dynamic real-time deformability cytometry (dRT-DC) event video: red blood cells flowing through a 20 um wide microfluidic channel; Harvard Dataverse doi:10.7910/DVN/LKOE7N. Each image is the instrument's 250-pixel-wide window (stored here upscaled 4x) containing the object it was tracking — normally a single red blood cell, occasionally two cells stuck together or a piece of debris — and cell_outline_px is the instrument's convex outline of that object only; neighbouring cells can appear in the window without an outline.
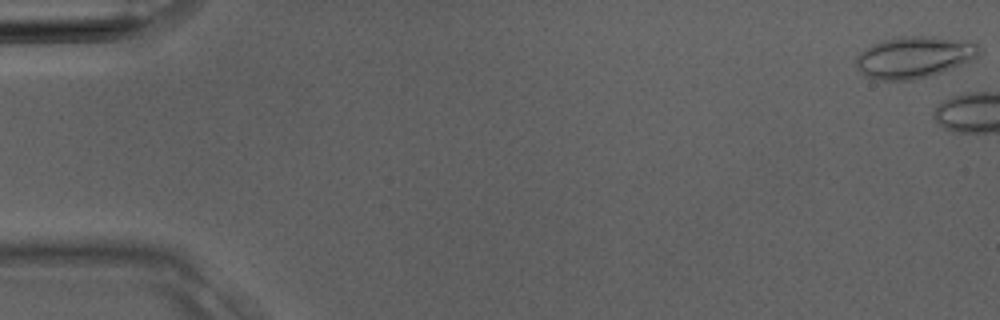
{"species": "Egyptian fruit bat (a non-hibernating species)", "species_latin": "Rousettus aegyptiacus", "temperature_condition": "room temperature", "stored_images_in_passage": 5, "camera_frame_rate_fps": 3000, "um_per_image_px": 0.085, "animal": {"sex": "male"}, "frame": {"image": 1, "passage_image": 1, "time_ms": 0.0, "image_size_px": [1000, 320], "cell_outline_px": [[980, 52], [976, 56], [960, 64], [940, 72], [928, 76], [912, 80], [876, 80], [864, 76], [856, 68], [856, 56], [864, 48], [872, 44], [884, 40], [900, 36], [932, 36], [968, 40], [976, 44], [980, 48]], "centroid_in_image_um": [77.64, 4.85], "position_along_channel_um": 7.4, "area_um2": 29.82}}